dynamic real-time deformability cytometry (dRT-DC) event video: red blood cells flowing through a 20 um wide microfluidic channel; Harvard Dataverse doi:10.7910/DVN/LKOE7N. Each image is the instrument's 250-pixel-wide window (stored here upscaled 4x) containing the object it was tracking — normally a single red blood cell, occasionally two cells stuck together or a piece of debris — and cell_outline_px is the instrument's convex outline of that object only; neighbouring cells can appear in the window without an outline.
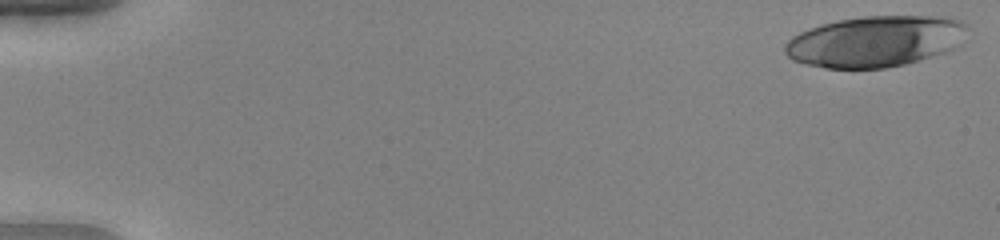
{"species": "human", "species_latin": "Homo sapiens", "temperature_condition": "warm", "stored_images_in_passage": 51, "camera_frame_rate_fps": 3000, "um_per_image_px": 0.085, "donor": {"sex": "female"}, "frame": {"image": 1, "passage_image": 1, "time_ms": 0.0, "image_size_px": [1000, 240], "cell_outline_px": [[964, 24], [952, 48], [944, 52], [904, 64], [884, 68], [828, 68], [808, 64], [792, 60], [784, 52], [784, 48], [788, 40], [792, 36], [808, 28], [820, 24], [836, 20], [864, 16], [940, 16], [960, 20]], "centroid_in_image_um": [74.25, 3.51], "position_along_channel_um": 10.7, "area_um2": 53.23}}
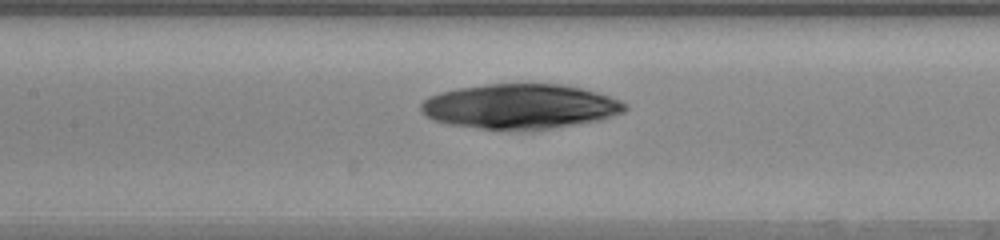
{"frame": {"image": 2, "passage_image": 25, "time_ms": 8.0, "image_size_px": [1000, 240], "cell_outline_px": [[628, 108], [624, 112], [600, 120], [552, 128], [524, 132], [516, 132], [480, 128], [448, 124], [432, 120], [420, 108], [420, 104], [428, 96], [440, 92], [456, 88], [488, 84], [560, 84], [584, 88], [620, 100]], "centroid_in_image_um": [44.2, 9.06], "position_along_channel_um": 163.2, "area_um2": 53.87}}
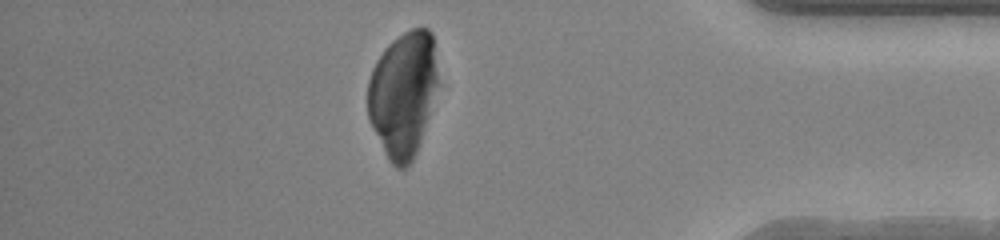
{"frame": {"image": 3, "passage_image": 45, "time_ms": 14.667, "image_size_px": [1000, 240], "cell_outline_px": [[440, 84], [416, 152], [412, 160], [404, 168], [396, 168], [388, 160], [368, 120], [368, 80], [372, 68], [376, 60], [384, 48], [392, 40], [404, 32], [412, 28], [428, 28], [432, 32]], "centroid_in_image_um": [34.27, 7.97], "position_along_channel_um": 400.9, "area_um2": 51.9}}